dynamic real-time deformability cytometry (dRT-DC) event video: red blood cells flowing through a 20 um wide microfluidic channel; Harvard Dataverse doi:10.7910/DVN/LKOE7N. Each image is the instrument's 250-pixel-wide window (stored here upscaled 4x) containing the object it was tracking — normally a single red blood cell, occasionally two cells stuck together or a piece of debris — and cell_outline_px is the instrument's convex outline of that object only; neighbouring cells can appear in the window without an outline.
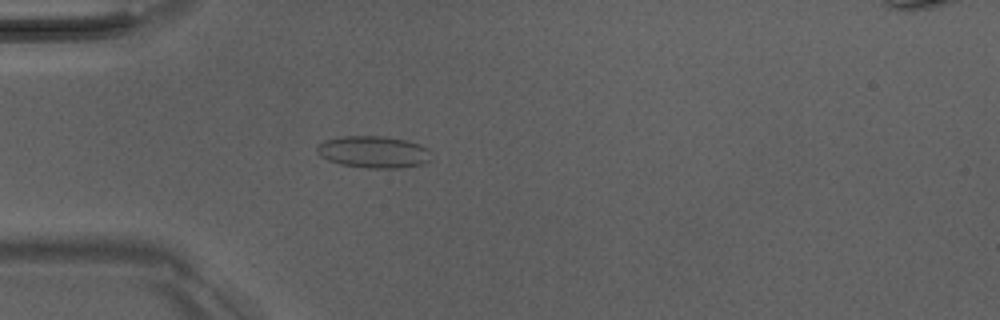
{"species": "Egyptian fruit bat (a non-hibernating species)", "species_latin": "Rousettus aegyptiacus", "temperature_condition": "room temperature", "stored_images_in_passage": 50, "camera_frame_rate_fps": 3000, "um_per_image_px": 0.085, "animal": {"sex": "male"}, "frame": {"image": 1, "passage_image": 14, "time_ms": 4.333, "image_size_px": [1000, 320], "cell_outline_px": [[432, 160], [424, 164], [404, 168], [364, 168], [340, 164], [328, 160], [320, 156], [316, 152], [316, 148], [324, 140], [344, 136], [380, 136], [408, 140], [420, 144], [428, 148], [432, 152]], "centroid_in_image_um": [31.81, 12.93], "position_along_channel_um": 53.2, "area_um2": 21.68}}
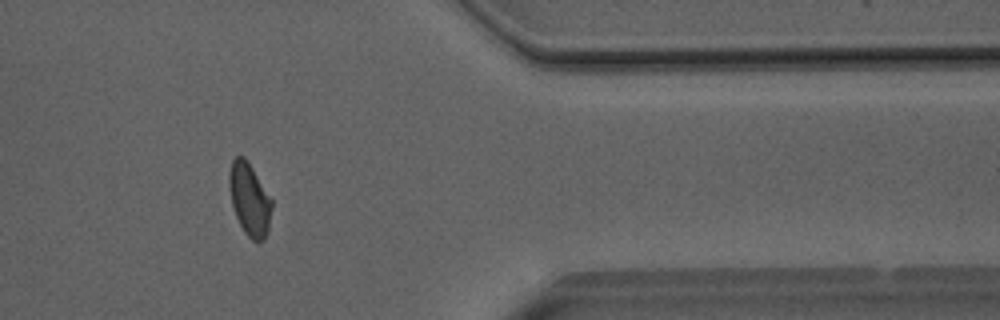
{"frame": {"image": 2, "passage_image": 41, "time_ms": 13.333, "image_size_px": [1000, 320], "cell_outline_px": [[272, 208], [268, 232], [264, 240], [252, 240], [244, 232], [236, 216], [232, 204], [228, 184], [228, 176], [232, 160], [236, 156], [244, 156], [248, 160], [272, 200]], "centroid_in_image_um": [21.2, 16.92], "position_along_channel_um": 390.2, "area_um2": 18.03}}
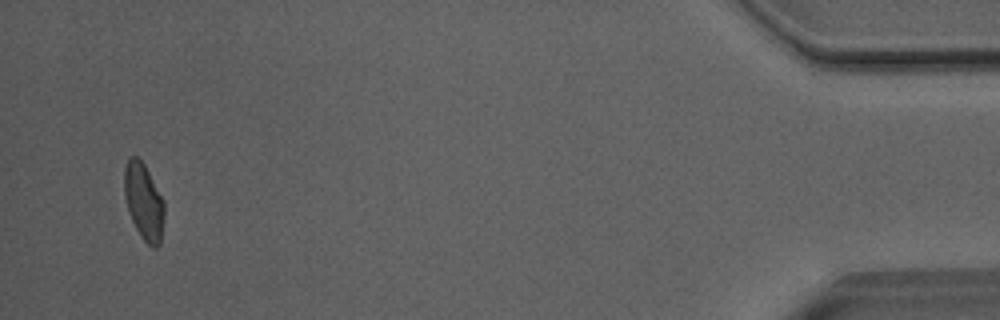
{"frame": {"image": 3, "passage_image": 48, "time_ms": 15.667, "image_size_px": [1000, 320], "cell_outline_px": [[164, 216], [160, 244], [156, 248], [152, 248], [140, 236], [128, 212], [124, 196], [124, 168], [128, 156], [136, 156], [144, 164], [164, 200]], "centroid_in_image_um": [12.21, 17.13], "position_along_channel_um": 423.0, "area_um2": 17.98}, "authors_computed_cell_mechanics": {"area_um2": 18.2937, "velocity_mm_per_s": 4.0768, "shape_relaxation_time_tau1_ms": null, "shape_relaxation_time_tau2_ms": 0.8838, "deformation_change_tau1": null, "deformation_change_tau2": 0.0528}}